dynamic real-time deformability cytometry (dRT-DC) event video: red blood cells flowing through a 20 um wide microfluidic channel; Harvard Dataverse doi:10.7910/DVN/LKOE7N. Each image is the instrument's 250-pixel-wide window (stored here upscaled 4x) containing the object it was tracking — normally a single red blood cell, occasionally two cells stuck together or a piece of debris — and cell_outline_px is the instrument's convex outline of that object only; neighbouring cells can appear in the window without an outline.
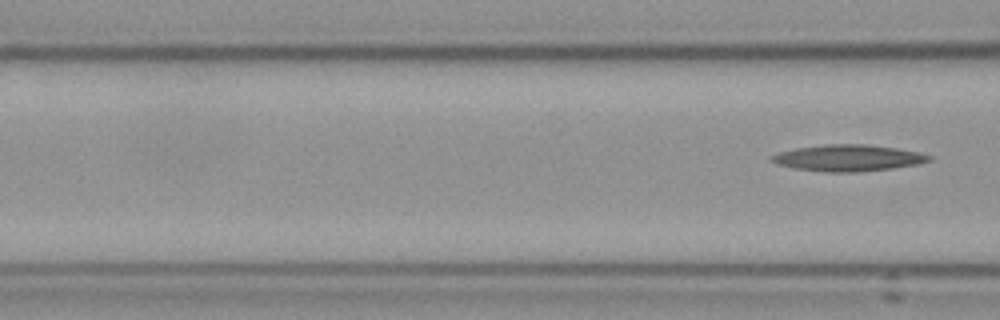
{"species": "Egyptian fruit bat (a non-hibernating species)", "species_latin": "Rousettus aegyptiacus", "temperature_condition": "cold", "stored_images_in_passage": 5, "segment_of_instrument_passage": [2, 2], "camera_frame_rate_fps": 3000, "um_per_image_px": 0.085, "frame": {"image": 1, "passage_image": 5, "time_ms": 5.667, "image_size_px": [1000, 320], "cell_outline_px": [[932, 160], [916, 164], [892, 168], [856, 172], [828, 172], [796, 168], [776, 164], [768, 160], [768, 156], [780, 152], [796, 148], [824, 144], [868, 144], [896, 148], [916, 152], [932, 156]], "centroid_in_image_um": [72.04, 13.42], "position_along_channel_um": 94.6, "area_um2": 24.16}}